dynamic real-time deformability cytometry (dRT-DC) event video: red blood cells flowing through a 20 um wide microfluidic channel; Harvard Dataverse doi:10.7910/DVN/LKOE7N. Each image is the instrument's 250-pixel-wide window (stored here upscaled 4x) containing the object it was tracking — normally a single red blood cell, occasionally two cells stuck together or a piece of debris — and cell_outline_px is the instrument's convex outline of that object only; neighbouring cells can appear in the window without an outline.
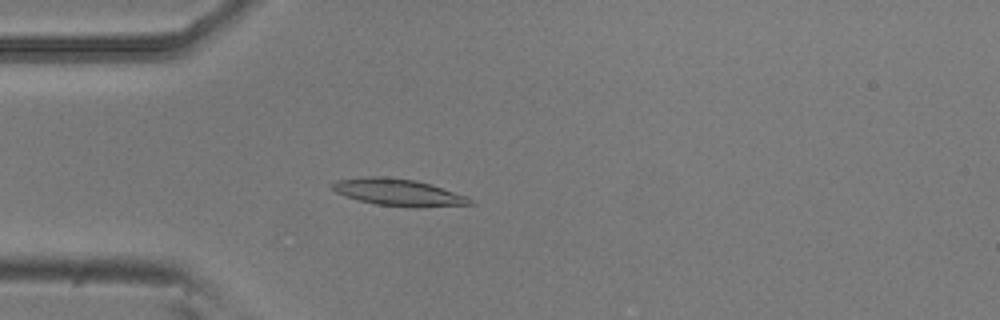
{"species": "common noctule bat (a hibernating species)", "species_latin": "Nyctalus noctula", "temperature_condition": "room temperature", "stored_images_in_passage": 43, "camera_frame_rate_fps": 3000, "um_per_image_px": 0.085, "animal": {"sex": "male", "body_mass_g": 20.5, "forearm_length_mm": 52.5}, "frame": {"image": 1, "passage_image": 8, "time_ms": 2.333, "image_size_px": [1000, 320], "cell_outline_px": [[476, 204], [416, 208], [376, 204], [360, 200], [336, 192], [332, 188], [332, 184], [336, 180], [364, 176], [384, 176], [416, 180], [432, 184], [468, 196]], "centroid_in_image_um": [33.93, 16.34], "position_along_channel_um": 51.1, "area_um2": 21.79}}
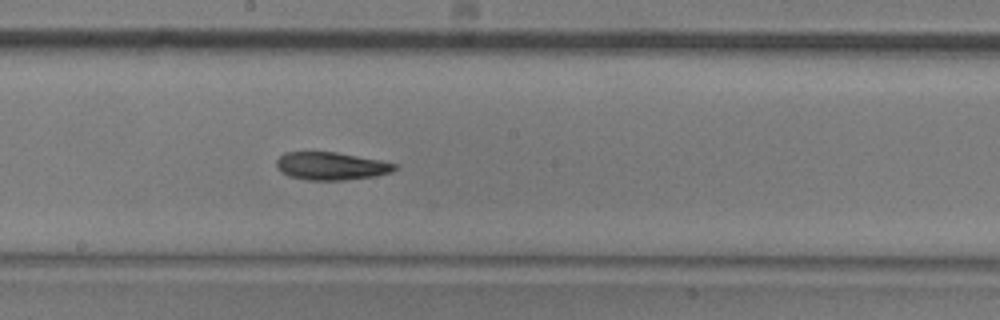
{"frame": {"image": 2, "passage_image": 22, "time_ms": 7.0, "image_size_px": [1000, 320], "cell_outline_px": [[396, 168], [392, 172], [376, 176], [344, 180], [308, 180], [288, 176], [280, 172], [276, 164], [276, 160], [284, 152], [336, 152], [380, 160], [396, 164]], "centroid_in_image_um": [28.12, 14.12], "position_along_channel_um": 220.1, "area_um2": 19.19}}
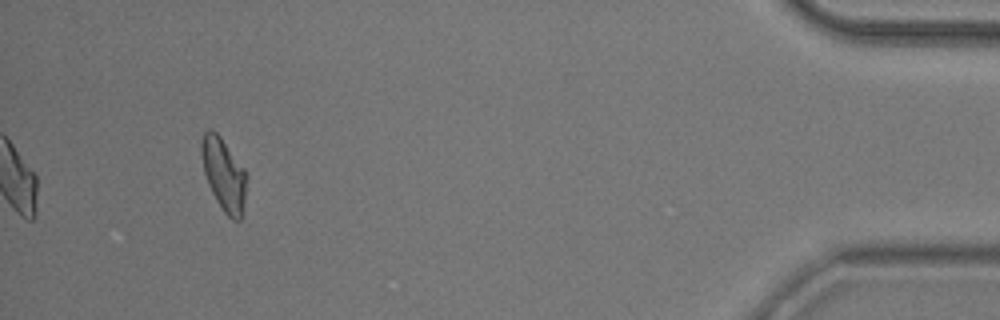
{"frame": {"image": 3, "passage_image": 43, "time_ms": 14.0, "image_size_px": [1000, 320], "cell_outline_px": [[248, 176], [244, 216], [240, 220], [232, 220], [224, 212], [216, 200], [208, 184], [204, 172], [200, 152], [200, 140], [204, 132], [216, 132], [220, 136], [244, 168]], "centroid_in_image_um": [19.06, 14.89], "position_along_channel_um": 416.1, "area_um2": 19.42}, "authors_computed_cell_mechanics": {"area_um2": 19.5942, "velocity_mm_per_s": 3.7918, "shape_relaxation_time_tau1_ms": 4.624, "shape_relaxation_time_tau2_ms": 10.6261, "deformation_change_tau1": 0.1506, "deformation_change_tau2": 0.1557}}